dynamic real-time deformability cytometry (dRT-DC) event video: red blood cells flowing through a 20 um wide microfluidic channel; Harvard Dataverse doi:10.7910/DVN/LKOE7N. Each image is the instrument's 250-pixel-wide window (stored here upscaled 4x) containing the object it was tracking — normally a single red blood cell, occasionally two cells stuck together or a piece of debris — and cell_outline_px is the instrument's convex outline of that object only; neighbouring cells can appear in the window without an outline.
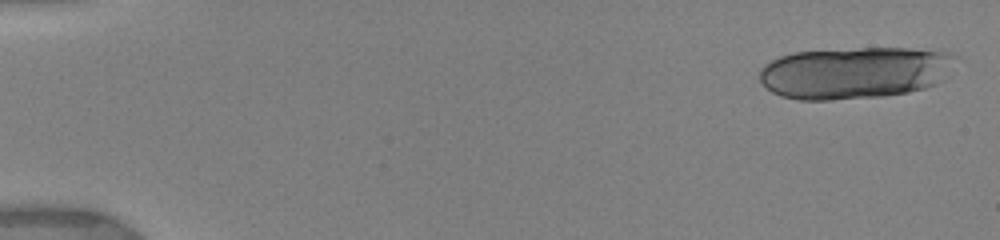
{"species": "human", "species_latin": "Homo sapiens", "temperature_condition": "warm", "stored_images_in_passage": 11, "camera_frame_rate_fps": 3000, "um_per_image_px": 0.085, "donor": {"sex": "female"}, "frame": {"image": 1, "passage_image": 1, "time_ms": 0.0, "image_size_px": [1000, 240], "cell_outline_px": [[956, 56], [932, 84], [924, 88], [908, 92], [884, 96], [832, 100], [796, 100], [780, 96], [772, 92], [760, 80], [760, 68], [764, 64], [780, 56], [792, 52], [860, 48], [908, 48], [948, 52]], "centroid_in_image_um": [72.5, 6.18], "position_along_channel_um": 12.5, "area_um2": 58.55}}